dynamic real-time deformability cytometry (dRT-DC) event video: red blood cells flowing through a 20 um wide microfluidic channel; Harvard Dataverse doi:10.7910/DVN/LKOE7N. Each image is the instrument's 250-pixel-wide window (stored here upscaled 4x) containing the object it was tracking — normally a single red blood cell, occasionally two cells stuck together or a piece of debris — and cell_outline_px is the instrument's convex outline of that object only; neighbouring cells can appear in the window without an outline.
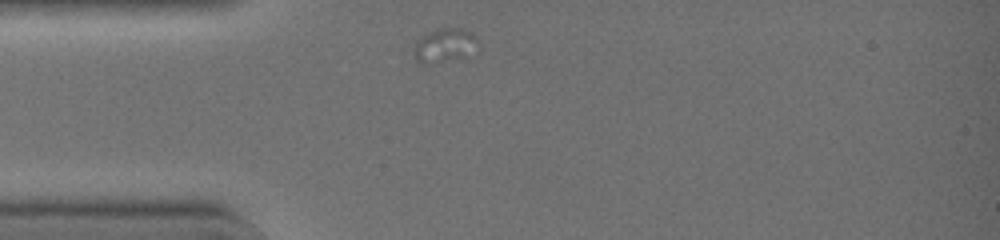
{"species": "common noctule bat (a hibernating species)", "species_latin": "Nyctalus noctula", "temperature_condition": "warm", "stored_images_in_passage": 11, "camera_frame_rate_fps": 3000, "um_per_image_px": 0.085, "animal": {"sex": "female", "body_mass_g": 19.0, "forearm_length_mm": 51.5}, "frame": {"image": 1, "passage_image": 1, "time_ms": 0.0, "image_size_px": [1000, 240], "cell_outline_px": [[480, 44], [464, 56], [432, 64], [420, 64], [412, 56], [416, 40], [420, 36], [428, 32], [440, 28], [460, 28], [472, 32], [476, 36]], "centroid_in_image_um": [37.74, 3.85], "position_along_channel_um": 47.3, "area_um2": 12.83}}